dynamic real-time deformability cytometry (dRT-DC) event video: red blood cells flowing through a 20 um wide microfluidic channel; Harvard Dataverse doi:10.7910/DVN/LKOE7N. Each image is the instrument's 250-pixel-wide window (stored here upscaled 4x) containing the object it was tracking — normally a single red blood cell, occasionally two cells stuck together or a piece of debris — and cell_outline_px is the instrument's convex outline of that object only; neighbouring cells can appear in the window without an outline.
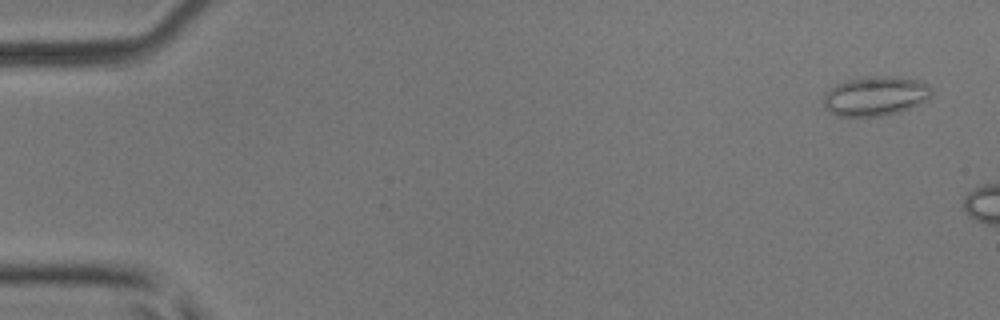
{"species": "common noctule bat (a hibernating species)", "species_latin": "Nyctalus noctula", "temperature_condition": "room temperature", "stored_images_in_passage": 2, "camera_frame_rate_fps": 3000, "um_per_image_px": 0.085, "animal": {"sex": "male", "body_mass_g": 17.9, "forearm_length_mm": 54.2}, "frame": {"image": 1, "passage_image": 1, "time_ms": 0.0, "image_size_px": [1000, 320], "cell_outline_px": [[932, 96], [928, 100], [900, 112], [880, 116], [836, 116], [828, 112], [824, 104], [824, 92], [836, 84], [848, 80], [876, 76], [892, 76], [916, 80], [928, 84], [932, 88]], "centroid_in_image_um": [74.41, 8.17], "position_along_channel_um": 10.6, "area_um2": 24.91}}